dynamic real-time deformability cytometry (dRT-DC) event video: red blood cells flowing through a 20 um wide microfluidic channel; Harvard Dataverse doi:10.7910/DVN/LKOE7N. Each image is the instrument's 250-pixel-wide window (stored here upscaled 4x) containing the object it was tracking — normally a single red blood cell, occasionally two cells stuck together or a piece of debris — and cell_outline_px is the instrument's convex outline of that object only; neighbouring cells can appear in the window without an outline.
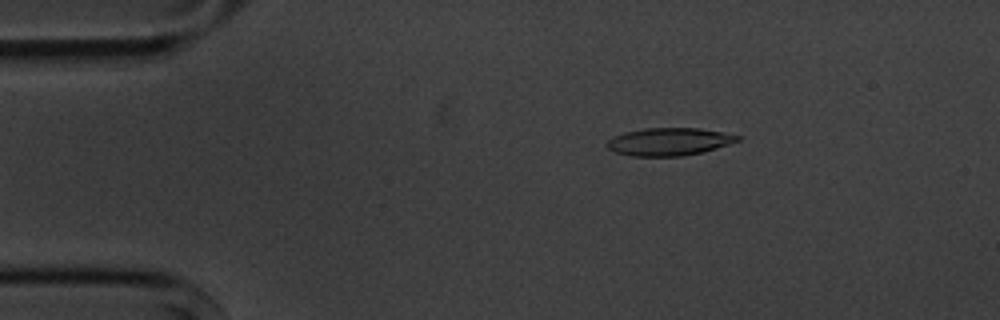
{"species": "common noctule bat (a hibernating species)", "species_latin": "Nyctalus noctula", "temperature_condition": "cold", "stored_images_in_passage": 7, "camera_frame_rate_fps": 3000, "um_per_image_px": 0.085, "animal": {"sex": "male", "body_mass_g": 20.1, "forearm_length_mm": 53.5}, "frame": {"image": 1, "passage_image": 2, "time_ms": 1.0, "image_size_px": [1000, 320], "cell_outline_px": [[740, 140], [728, 144], [700, 152], [680, 156], [628, 156], [616, 152], [608, 148], [604, 144], [608, 140], [624, 132], [644, 128], [700, 128], [740, 136]], "centroid_in_image_um": [56.81, 12.04], "position_along_channel_um": 28.2, "area_um2": 20.81}}
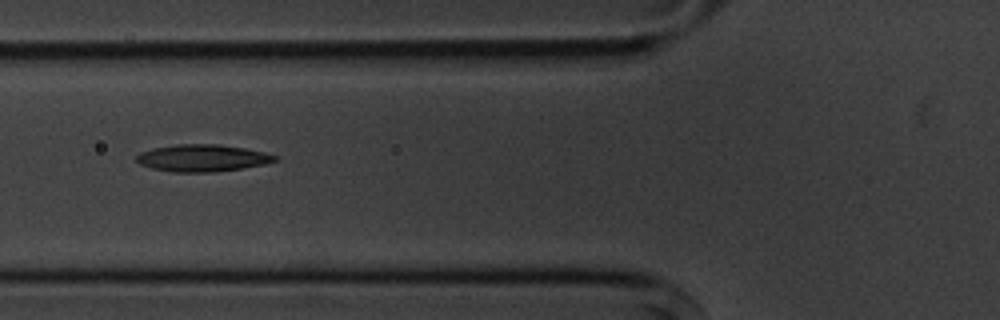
{"frame": {"image": 2, "passage_image": 5, "time_ms": 4.667, "image_size_px": [1000, 320], "cell_outline_px": [[280, 160], [264, 164], [244, 168], [212, 172], [172, 172], [152, 168], [140, 164], [136, 160], [136, 156], [140, 152], [152, 148], [176, 144], [220, 144], [244, 148], [264, 152], [280, 156]], "centroid_in_image_um": [17.23, 13.43], "position_along_channel_um": 108.6, "area_um2": 22.02}}
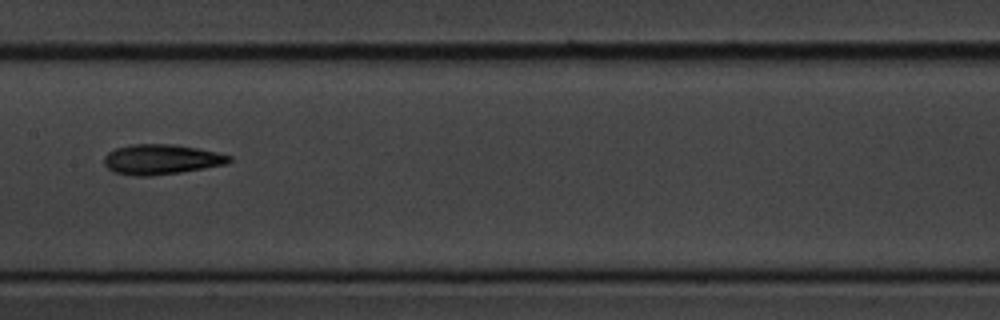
{"frame": {"image": 3, "passage_image": 7, "time_ms": 7.0, "image_size_px": [1000, 320], "cell_outline_px": [[232, 160], [224, 164], [204, 168], [180, 172], [152, 176], [136, 176], [112, 172], [104, 164], [104, 156], [108, 152], [116, 148], [132, 144], [172, 144], [196, 148], [216, 152], [232, 156]], "centroid_in_image_um": [13.67, 13.55], "position_along_channel_um": 193.7, "area_um2": 21.85}}